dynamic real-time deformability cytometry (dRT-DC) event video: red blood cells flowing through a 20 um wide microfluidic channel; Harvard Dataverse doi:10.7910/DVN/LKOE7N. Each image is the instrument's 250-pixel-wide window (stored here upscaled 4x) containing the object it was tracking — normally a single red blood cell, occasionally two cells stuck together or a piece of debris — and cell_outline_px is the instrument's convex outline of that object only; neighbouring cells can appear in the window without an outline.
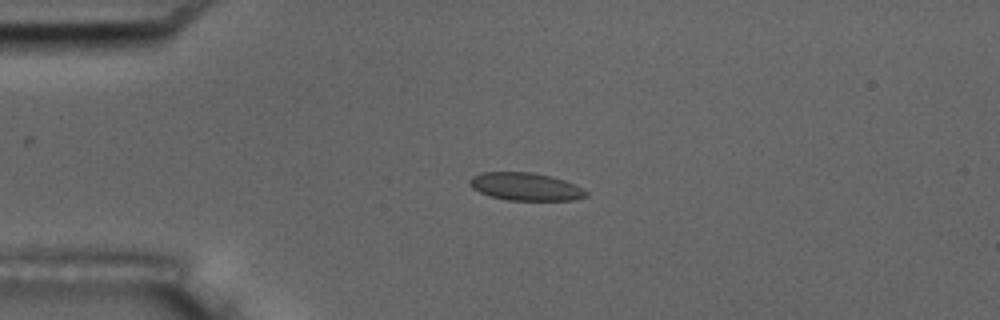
{"species": "common noctule bat (a hibernating species)", "species_latin": "Nyctalus noctula", "temperature_condition": "room temperature", "stored_images_in_passage": 3, "camera_frame_rate_fps": 3000, "um_per_image_px": 0.085, "animal": {"sex": "male", "body_mass_g": 17.5, "forearm_length_mm": 52.3}, "frame": {"image": 1, "passage_image": 1, "time_ms": 0.0, "image_size_px": [1000, 320], "cell_outline_px": [[588, 196], [576, 200], [508, 200], [492, 196], [480, 192], [472, 188], [468, 184], [468, 180], [472, 176], [480, 172], [532, 172], [552, 176], [576, 184], [588, 192]], "centroid_in_image_um": [44.68, 15.85], "position_along_channel_um": 40.3, "area_um2": 19.02}}